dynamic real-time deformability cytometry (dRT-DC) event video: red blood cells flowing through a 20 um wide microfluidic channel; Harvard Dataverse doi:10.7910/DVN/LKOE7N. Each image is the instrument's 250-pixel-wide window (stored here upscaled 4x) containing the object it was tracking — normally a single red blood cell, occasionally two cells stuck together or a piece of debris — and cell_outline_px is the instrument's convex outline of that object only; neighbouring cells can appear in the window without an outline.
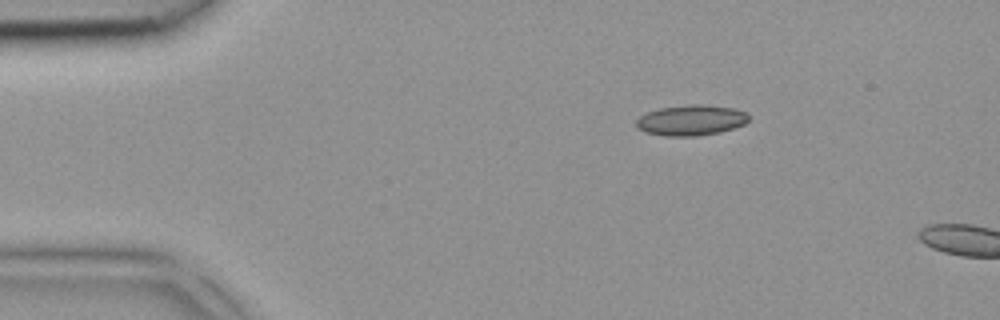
{"species": "common noctule bat (a hibernating species)", "species_latin": "Nyctalus noctula", "temperature_condition": "room temperature", "stored_images_in_passage": 5, "camera_frame_rate_fps": 3000, "um_per_image_px": 0.085, "animal": {"sex": "female", "body_mass_g": 18.4}, "frame": {"image": 1, "passage_image": 2, "time_ms": 0.333, "image_size_px": [1000, 320], "cell_outline_px": [[748, 120], [744, 124], [720, 132], [696, 136], [664, 136], [644, 132], [636, 128], [636, 120], [640, 116], [648, 112], [660, 108], [692, 104], [704, 104], [732, 108], [748, 112]], "centroid_in_image_um": [58.72, 10.22], "position_along_channel_um": 26.3, "area_um2": 20.06}}